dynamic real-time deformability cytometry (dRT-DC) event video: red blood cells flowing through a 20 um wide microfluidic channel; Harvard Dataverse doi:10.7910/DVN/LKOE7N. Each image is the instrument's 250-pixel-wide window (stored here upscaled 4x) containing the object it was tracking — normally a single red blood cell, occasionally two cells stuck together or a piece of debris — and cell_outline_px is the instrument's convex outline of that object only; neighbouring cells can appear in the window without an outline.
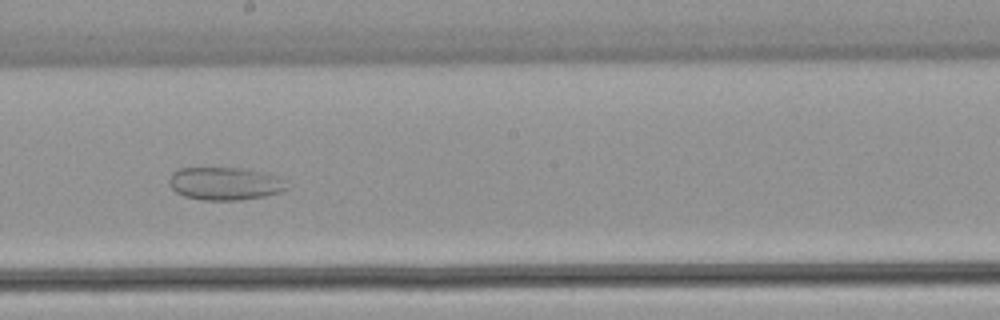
{"species": "common noctule bat (a hibernating species)", "species_latin": "Nyctalus noctula", "temperature_condition": "warm", "stored_images_in_passage": 53, "camera_frame_rate_fps": 3000, "um_per_image_px": 0.085, "animal": {"sex": "female", "body_mass_g": 22.7, "forearm_length_mm": 54.2}, "frame": {"image": 1, "passage_image": 30, "time_ms": 9.667, "image_size_px": [1000, 320], "cell_outline_px": [[288, 188], [280, 192], [264, 196], [240, 200], [204, 200], [184, 196], [176, 192], [168, 184], [168, 180], [172, 172], [180, 168], [248, 168], [268, 172], [284, 180]], "centroid_in_image_um": [19.12, 15.59], "position_along_channel_um": 229.1, "area_um2": 22.77}}
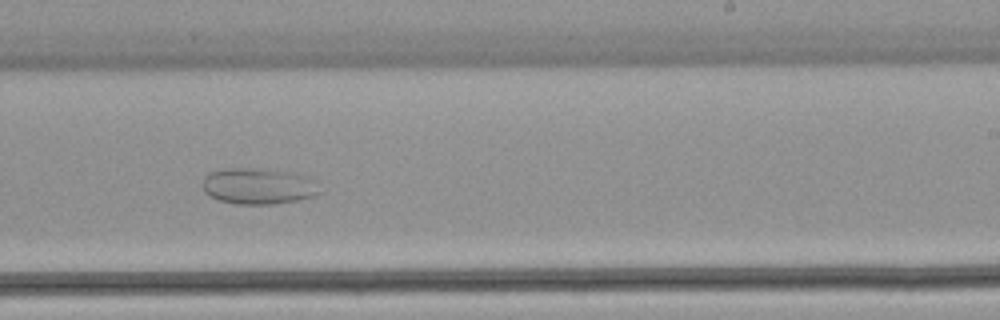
{"frame": {"image": 2, "passage_image": 33, "time_ms": 10.667, "image_size_px": [1000, 320], "cell_outline_px": [[320, 192], [312, 196], [296, 200], [276, 204], [236, 204], [220, 200], [204, 192], [204, 176], [208, 172], [220, 168], [256, 168], [296, 172], [308, 176]], "centroid_in_image_um": [21.92, 15.8], "position_along_channel_um": 267.1, "area_um2": 24.62}}
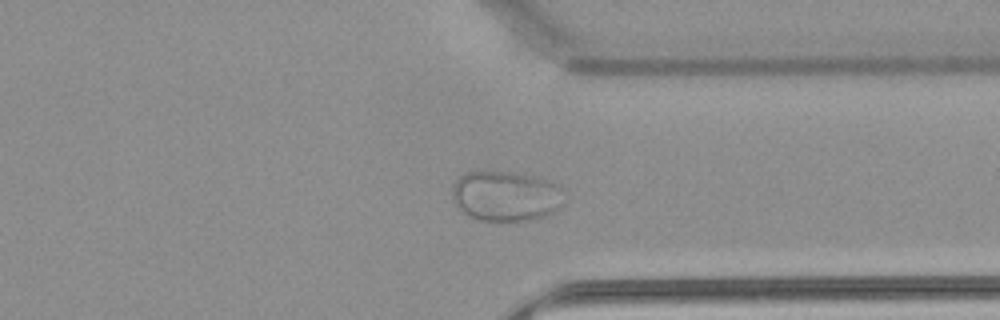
{"frame": {"image": 3, "passage_image": 41, "time_ms": 13.333, "image_size_px": [1000, 320], "cell_outline_px": [[564, 188], [560, 204], [556, 212], [544, 216], [516, 224], [480, 220], [468, 216], [460, 212], [456, 208], [452, 200], [452, 184], [464, 172], [488, 168], [536, 176], [548, 180]], "centroid_in_image_um": [42.93, 16.66], "position_along_channel_um": 368.5, "area_um2": 34.45}}